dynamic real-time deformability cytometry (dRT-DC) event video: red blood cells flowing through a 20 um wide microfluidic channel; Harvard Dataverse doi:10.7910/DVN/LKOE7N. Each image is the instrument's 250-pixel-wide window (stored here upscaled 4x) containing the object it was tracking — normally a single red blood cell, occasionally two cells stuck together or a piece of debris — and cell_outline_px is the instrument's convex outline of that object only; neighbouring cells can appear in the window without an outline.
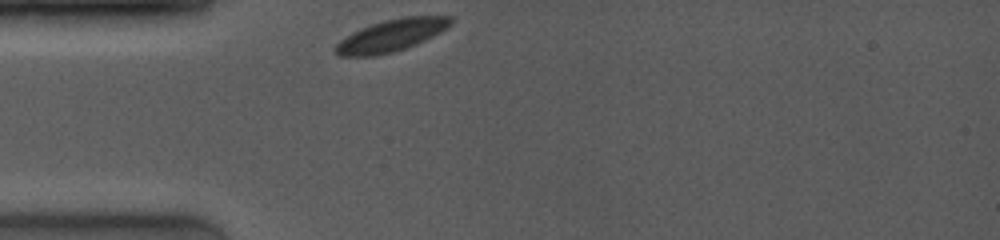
{"species": "common noctule bat (a hibernating species)", "species_latin": "Nyctalus noctula", "temperature_condition": "room temperature", "stored_images_in_passage": 37, "camera_frame_rate_fps": 4000, "um_per_image_px": 0.085, "animal": {"sex": "female", "body_mass_g": 19.0, "forearm_length_mm": 53.3}, "frame": {"image": 1, "passage_image": 1, "time_ms": 0.0, "image_size_px": [1000, 240], "cell_outline_px": [[456, 20], [452, 24], [440, 32], [416, 44], [392, 52], [372, 56], [340, 56], [332, 52], [332, 48], [340, 40], [352, 32], [372, 24], [384, 20], [404, 16], [452, 16]], "centroid_in_image_um": [33.25, 3.0], "position_along_channel_um": 51.8, "area_um2": 21.56}}
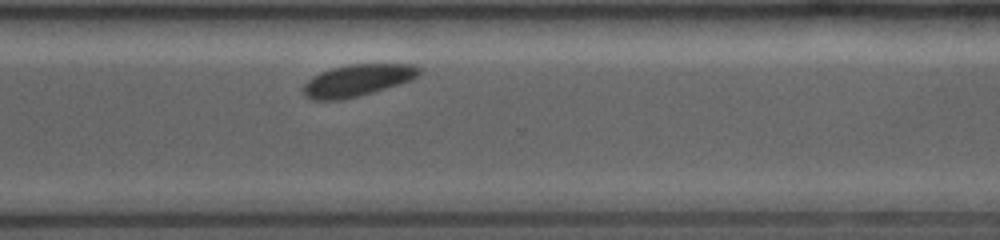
{"frame": {"image": 2, "passage_image": 29, "time_ms": 7.75, "image_size_px": [1000, 240], "cell_outline_px": [[420, 76], [412, 80], [400, 84], [372, 92], [340, 100], [312, 100], [304, 96], [304, 84], [312, 76], [320, 72], [332, 68], [348, 64], [412, 64], [420, 68]], "centroid_in_image_um": [30.38, 6.82], "position_along_channel_um": 340.2, "area_um2": 21.5}}
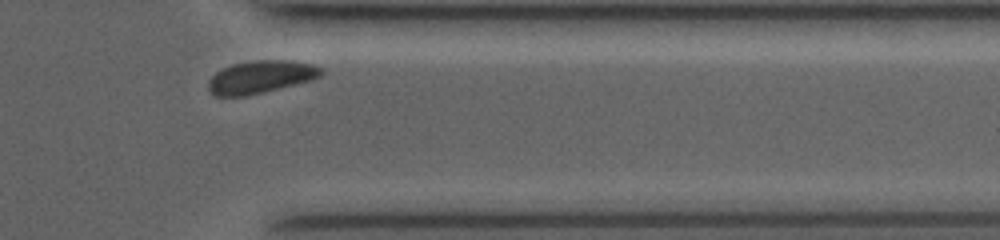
{"frame": {"image": 3, "passage_image": 34, "time_ms": 9.0, "image_size_px": [1000, 240], "cell_outline_px": [[324, 72], [320, 76], [312, 80], [264, 92], [244, 96], [216, 96], [208, 88], [208, 80], [216, 72], [232, 64], [260, 60], [292, 60], [312, 64], [320, 68]], "centroid_in_image_um": [22.17, 6.54], "position_along_channel_um": 389.2, "area_um2": 21.33}}